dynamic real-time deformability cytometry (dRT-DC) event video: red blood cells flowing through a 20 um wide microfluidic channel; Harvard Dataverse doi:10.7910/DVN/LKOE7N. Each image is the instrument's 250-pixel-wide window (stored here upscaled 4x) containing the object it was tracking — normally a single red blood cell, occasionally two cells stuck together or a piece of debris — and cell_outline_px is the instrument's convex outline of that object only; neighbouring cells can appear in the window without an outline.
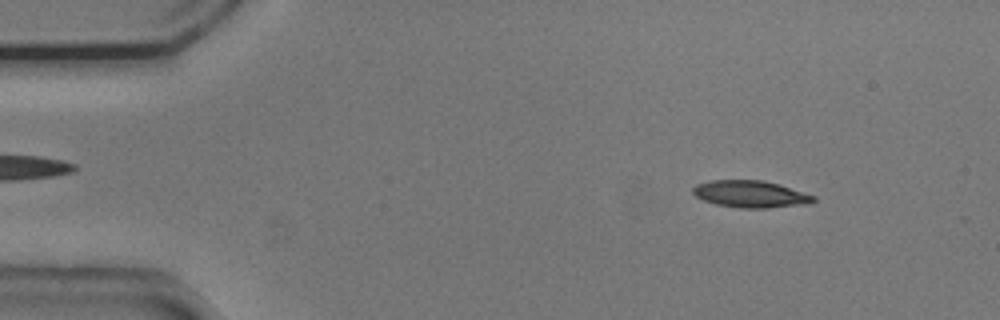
{"species": "common noctule bat (a hibernating species)", "species_latin": "Nyctalus noctula", "temperature_condition": "cold", "stored_images_in_passage": 46, "camera_frame_rate_fps": 3000, "um_per_image_px": 0.085, "animal": {"sex": "male", "body_mass_g": 20.5, "forearm_length_mm": 52.5}, "frame": {"image": 1, "passage_image": 3, "time_ms": 0.667, "image_size_px": [1000, 320], "cell_outline_px": [[816, 200], [812, 204], [768, 208], [740, 208], [716, 204], [704, 200], [696, 196], [692, 192], [692, 188], [696, 184], [712, 180], [760, 180], [780, 184], [816, 196]], "centroid_in_image_um": [63.84, 16.5], "position_along_channel_um": 21.2, "area_um2": 19.13}}
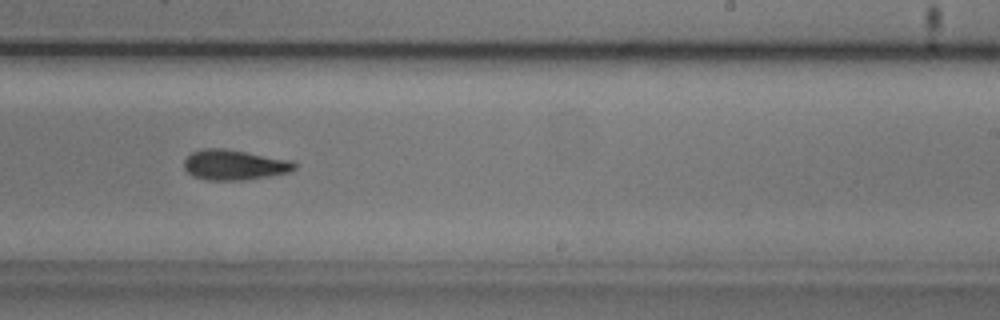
{"frame": {"image": 2, "passage_image": 29, "time_ms": 9.333, "image_size_px": [1000, 320], "cell_outline_px": [[300, 164], [292, 172], [244, 180], [208, 180], [192, 176], [184, 168], [184, 160], [192, 152], [204, 148], [224, 148], [292, 160]], "centroid_in_image_um": [19.96, 14.01], "position_along_channel_um": 269.0, "area_um2": 19.65}}
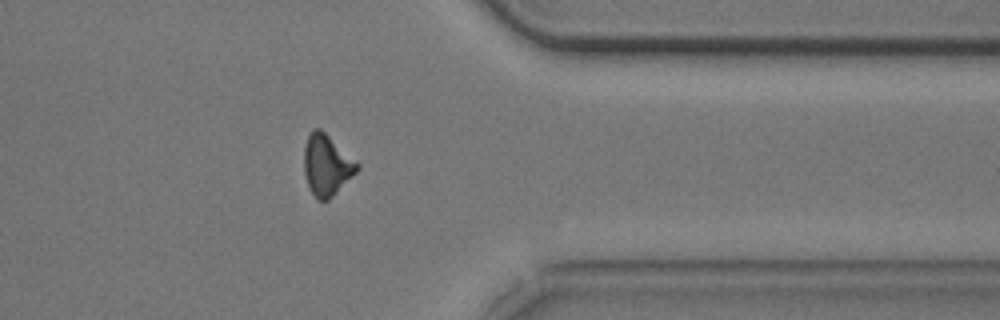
{"frame": {"image": 3, "passage_image": 39, "time_ms": 12.667, "image_size_px": [1000, 320], "cell_outline_px": [[360, 168], [328, 200], [320, 200], [308, 188], [304, 176], [304, 148], [308, 136], [312, 128], [320, 128], [356, 160], [360, 164]], "centroid_in_image_um": [27.76, 14.01], "position_along_channel_um": 383.6, "area_um2": 18.73}, "authors_computed_cell_mechanics": {"area_um2": 19.074, "velocity_mm_per_s": 3.7709, "shape_relaxation_time_tau1_ms": 4.5402, "shape_relaxation_time_tau2_ms": null, "deformation_change_tau1": 0.1475, "deformation_change_tau2": null}}